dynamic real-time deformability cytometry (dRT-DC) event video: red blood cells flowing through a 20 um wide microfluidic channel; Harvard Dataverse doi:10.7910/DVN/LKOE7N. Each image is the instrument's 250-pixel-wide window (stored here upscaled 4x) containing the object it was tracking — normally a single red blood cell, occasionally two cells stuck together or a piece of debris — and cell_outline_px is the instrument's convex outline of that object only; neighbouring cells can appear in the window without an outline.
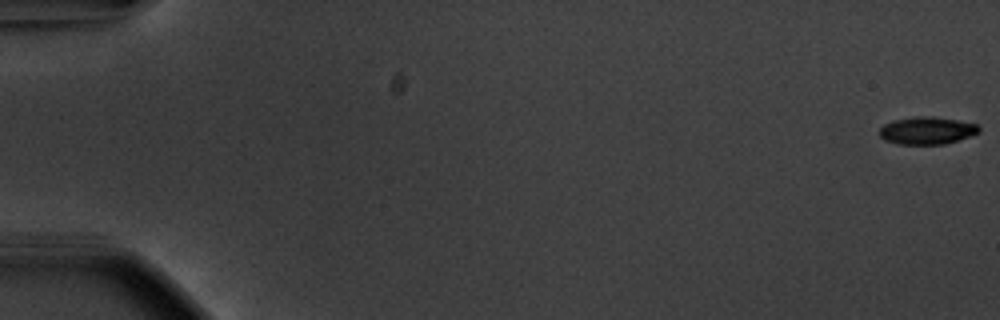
{"species": "common noctule bat (a hibernating species)", "species_latin": "Nyctalus noctula", "temperature_condition": "warm", "stored_images_in_passage": 19, "camera_frame_rate_fps": 3000, "um_per_image_px": 0.085, "animal": {"sex": "male", "body_mass_g": 20.1, "forearm_length_mm": 53.5}, "frame": {"image": 1, "passage_image": 1, "time_ms": 0.0, "image_size_px": [1000, 320], "cell_outline_px": [[980, 132], [944, 144], [896, 144], [884, 140], [880, 136], [880, 128], [884, 124], [892, 120], [912, 116], [932, 116], [956, 120], [976, 124], [980, 128]], "centroid_in_image_um": [78.74, 11.09], "position_along_channel_um": 6.3, "area_um2": 15.9}}
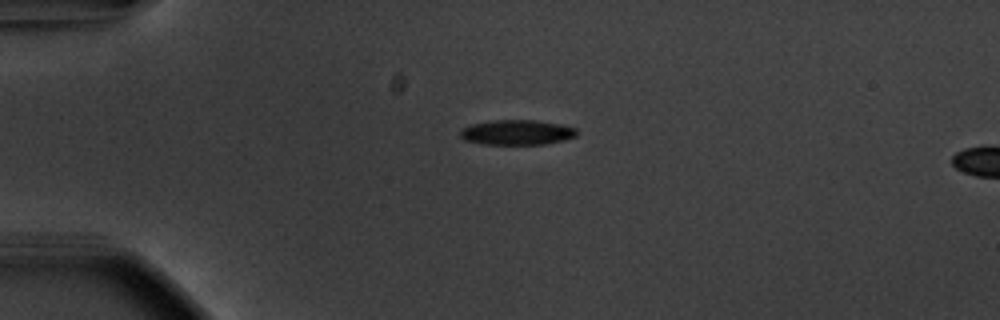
{"frame": {"image": 2, "passage_image": 15, "time_ms": 4.667, "image_size_px": [1000, 320], "cell_outline_px": [[576, 136], [564, 140], [544, 144], [480, 144], [464, 140], [460, 136], [460, 128], [472, 124], [492, 120], [536, 120], [560, 124], [576, 128]], "centroid_in_image_um": [43.9, 11.25], "position_along_channel_um": 41.1, "area_um2": 17.05}}